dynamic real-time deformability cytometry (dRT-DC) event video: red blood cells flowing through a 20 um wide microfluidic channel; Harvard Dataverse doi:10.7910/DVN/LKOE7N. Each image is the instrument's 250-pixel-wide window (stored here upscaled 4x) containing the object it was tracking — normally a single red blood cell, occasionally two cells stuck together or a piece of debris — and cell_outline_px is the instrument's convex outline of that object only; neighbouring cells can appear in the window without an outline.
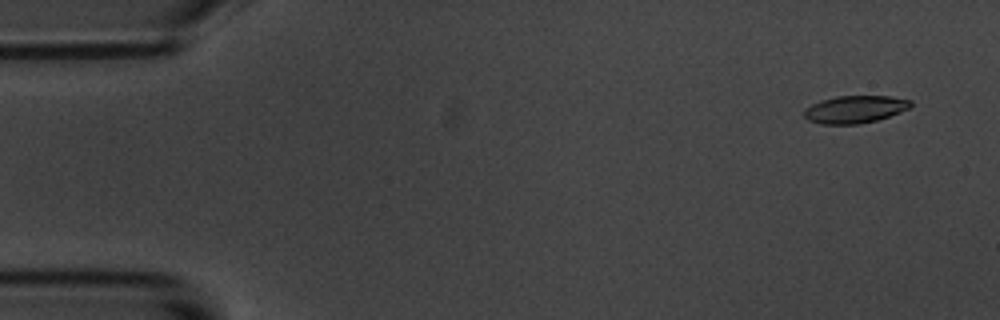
{"species": "common noctule bat (a hibernating species)", "species_latin": "Nyctalus noctula", "temperature_condition": "room temperature", "stored_images_in_passage": 11, "camera_frame_rate_fps": 3000, "um_per_image_px": 0.085, "animal": {"sex": "male", "body_mass_g": 20.1, "forearm_length_mm": 53.5}, "frame": {"image": 1, "passage_image": 4, "time_ms": 1.0, "image_size_px": [1000, 320], "cell_outline_px": [[912, 104], [908, 108], [900, 112], [876, 120], [860, 124], [820, 124], [808, 120], [804, 116], [804, 108], [820, 100], [836, 96], [888, 96], [912, 100]], "centroid_in_image_um": [72.63, 9.29], "position_along_channel_um": 12.4, "area_um2": 17.05}}